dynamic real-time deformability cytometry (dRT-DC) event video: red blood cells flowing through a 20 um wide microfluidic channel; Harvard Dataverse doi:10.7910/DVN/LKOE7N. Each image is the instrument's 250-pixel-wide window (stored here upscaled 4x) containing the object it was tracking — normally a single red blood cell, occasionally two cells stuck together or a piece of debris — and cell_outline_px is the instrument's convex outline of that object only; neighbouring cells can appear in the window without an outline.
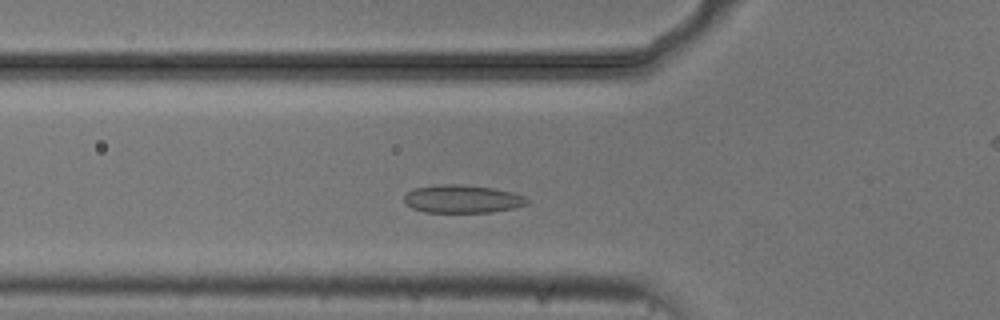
{"species": "common noctule bat (a hibernating species)", "species_latin": "Nyctalus noctula", "temperature_condition": "cold", "stored_images_in_passage": 38, "camera_frame_rate_fps": 3000, "um_per_image_px": 0.085, "animal": {"sex": "male", "body_mass_g": 20.5, "forearm_length_mm": 52.5}, "frame": {"image": 1, "passage_image": 2, "time_ms": 0.333, "image_size_px": [1000, 320], "cell_outline_px": [[528, 204], [512, 208], [492, 212], [424, 212], [412, 208], [404, 200], [404, 196], [412, 188], [440, 184], [460, 184], [492, 188], [512, 192], [524, 196], [528, 200]], "centroid_in_image_um": [39.28, 16.9], "position_along_channel_um": 86.5, "area_um2": 20.0}}
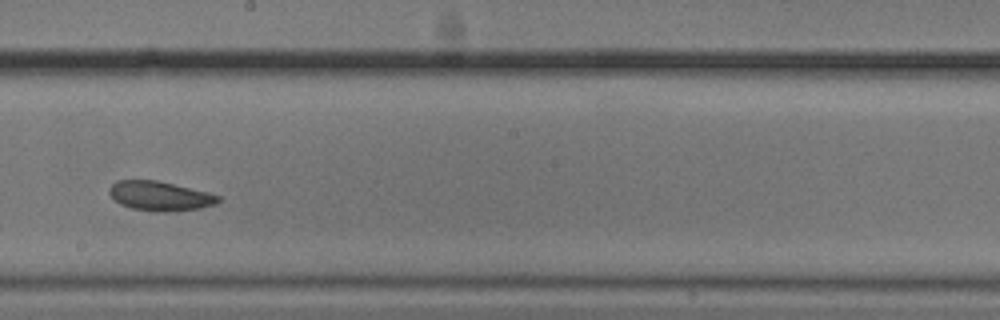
{"frame": {"image": 2, "passage_image": 14, "time_ms": 4.333, "image_size_px": [1000, 320], "cell_outline_px": [[220, 200], [216, 204], [200, 208], [164, 212], [152, 212], [132, 208], [120, 204], [108, 192], [108, 188], [116, 180], [156, 180], [220, 196]], "centroid_in_image_um": [13.54, 16.67], "position_along_channel_um": 234.7, "area_um2": 18.44}}
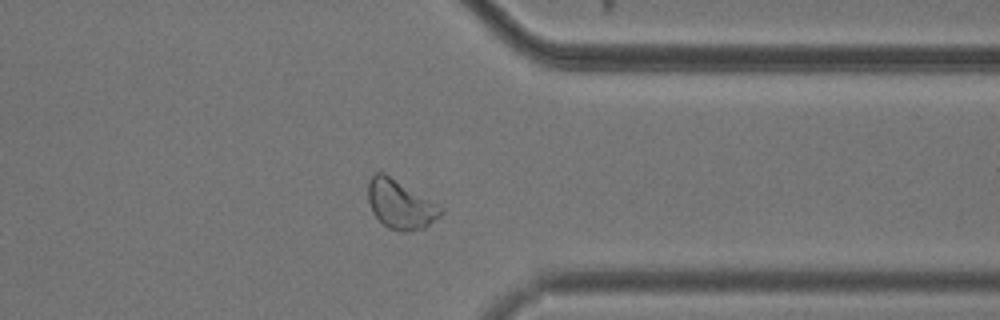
{"frame": {"image": 3, "passage_image": 26, "time_ms": 8.333, "image_size_px": [1000, 320], "cell_outline_px": [[444, 212], [440, 216], [424, 228], [408, 232], [400, 232], [388, 228], [372, 212], [368, 200], [368, 180], [376, 172], [384, 172], [444, 208]], "centroid_in_image_um": [34.03, 17.38], "position_along_channel_um": 377.4, "area_um2": 20.69}}